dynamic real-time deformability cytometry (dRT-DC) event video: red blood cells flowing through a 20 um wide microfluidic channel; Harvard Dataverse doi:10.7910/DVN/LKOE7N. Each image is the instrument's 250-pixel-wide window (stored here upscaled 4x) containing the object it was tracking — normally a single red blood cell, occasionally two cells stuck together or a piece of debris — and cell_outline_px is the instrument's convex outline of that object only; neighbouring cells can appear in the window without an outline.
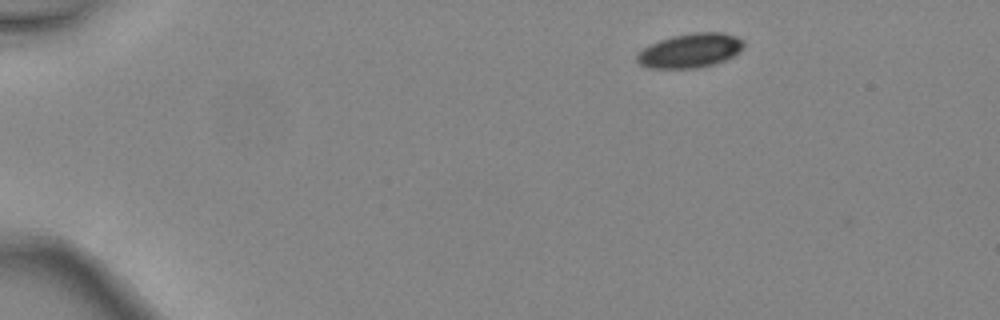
{"species": "common noctule bat (a hibernating species)", "species_latin": "Nyctalus noctula", "temperature_condition": "warm", "stored_images_in_passage": 3, "camera_frame_rate_fps": 3000, "um_per_image_px": 0.085, "animal": {"sex": "female", "body_mass_g": 24.6, "forearm_length_mm": 56.2}, "frame": {"image": 1, "passage_image": 1, "time_ms": 0.0, "image_size_px": [1000, 320], "cell_outline_px": [[744, 48], [740, 52], [724, 60], [712, 64], [696, 68], [648, 68], [640, 64], [636, 60], [636, 56], [648, 44], [672, 36], [696, 32], [724, 32], [736, 36], [744, 40]], "centroid_in_image_um": [58.68, 4.29], "position_along_channel_um": 26.3, "area_um2": 21.33}}